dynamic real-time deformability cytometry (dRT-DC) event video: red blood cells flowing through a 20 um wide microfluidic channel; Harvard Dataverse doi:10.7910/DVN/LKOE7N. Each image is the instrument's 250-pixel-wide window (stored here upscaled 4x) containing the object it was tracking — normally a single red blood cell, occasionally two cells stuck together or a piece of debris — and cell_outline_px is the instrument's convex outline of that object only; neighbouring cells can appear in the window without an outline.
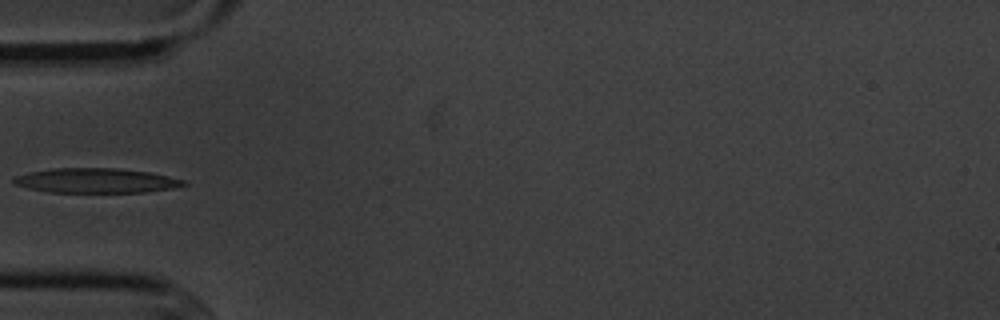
{"species": "common noctule bat (a hibernating species)", "species_latin": "Nyctalus noctula", "temperature_condition": "cold", "stored_images_in_passage": 5, "camera_frame_rate_fps": 3000, "um_per_image_px": 0.085, "animal": {"sex": "male", "body_mass_g": 20.1, "forearm_length_mm": 53.5}, "frame": {"image": 1, "passage_image": 5, "time_ms": 5.333, "image_size_px": [1000, 320], "cell_outline_px": [[188, 184], [172, 188], [144, 192], [48, 192], [28, 188], [16, 184], [12, 180], [16, 176], [28, 172], [52, 168], [116, 168], [148, 172], [168, 176], [184, 180]], "centroid_in_image_um": [8.15, 15.34], "position_along_channel_um": 76.9, "area_um2": 24.28}}